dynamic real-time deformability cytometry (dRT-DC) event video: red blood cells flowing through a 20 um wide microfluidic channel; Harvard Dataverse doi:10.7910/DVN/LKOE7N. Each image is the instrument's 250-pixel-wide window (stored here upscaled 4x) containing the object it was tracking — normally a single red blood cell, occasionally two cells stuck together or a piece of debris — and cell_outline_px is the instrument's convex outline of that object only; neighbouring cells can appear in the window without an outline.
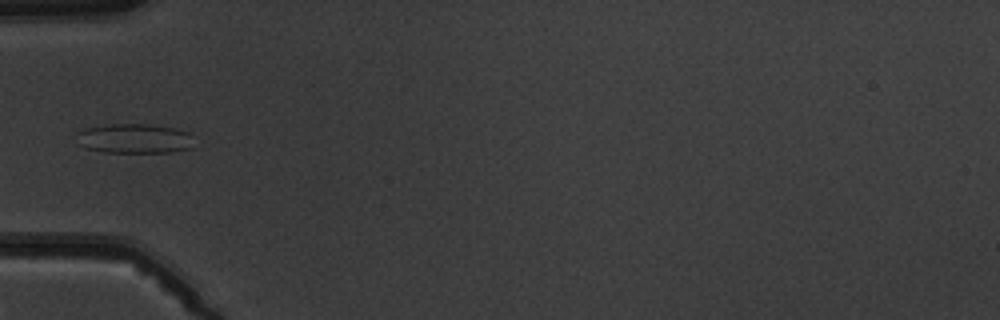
{"species": "common noctule bat (a hibernating species)", "species_latin": "Nyctalus noctula", "temperature_condition": "warm", "stored_images_in_passage": 8, "camera_frame_rate_fps": 3000, "um_per_image_px": 0.085, "animal": {"sex": "male", "body_mass_g": 19.5, "forearm_length_mm": 54.6}, "frame": {"image": 1, "passage_image": 6, "time_ms": 6.0, "image_size_px": [1000, 320], "cell_outline_px": [[192, 148], [172, 152], [104, 152], [84, 148], [80, 144], [76, 132], [84, 128], [112, 124], [148, 124], [172, 128], [188, 132], [192, 136]], "centroid_in_image_um": [11.41, 11.78], "position_along_channel_um": 73.6, "area_um2": 20.23}}
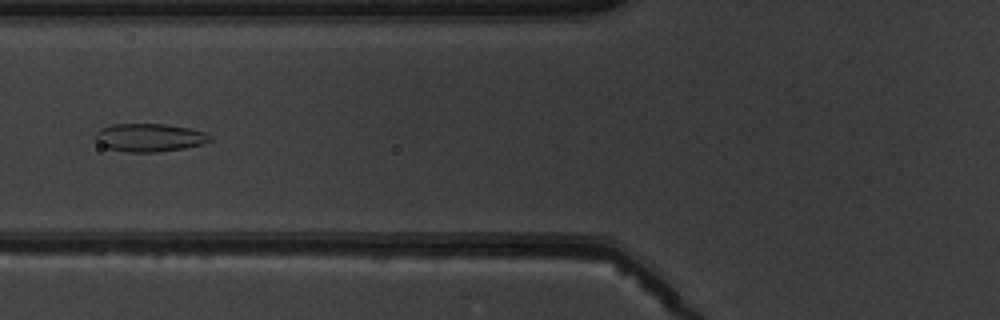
{"frame": {"image": 2, "passage_image": 7, "time_ms": 7.0, "image_size_px": [1000, 320], "cell_outline_px": [[212, 140], [200, 144], [184, 148], [156, 152], [128, 152], [108, 148], [100, 144], [92, 136], [100, 128], [112, 124], [164, 124], [188, 128], [204, 132], [212, 136]], "centroid_in_image_um": [12.66, 11.69], "position_along_channel_um": 113.1, "area_um2": 18.73}}